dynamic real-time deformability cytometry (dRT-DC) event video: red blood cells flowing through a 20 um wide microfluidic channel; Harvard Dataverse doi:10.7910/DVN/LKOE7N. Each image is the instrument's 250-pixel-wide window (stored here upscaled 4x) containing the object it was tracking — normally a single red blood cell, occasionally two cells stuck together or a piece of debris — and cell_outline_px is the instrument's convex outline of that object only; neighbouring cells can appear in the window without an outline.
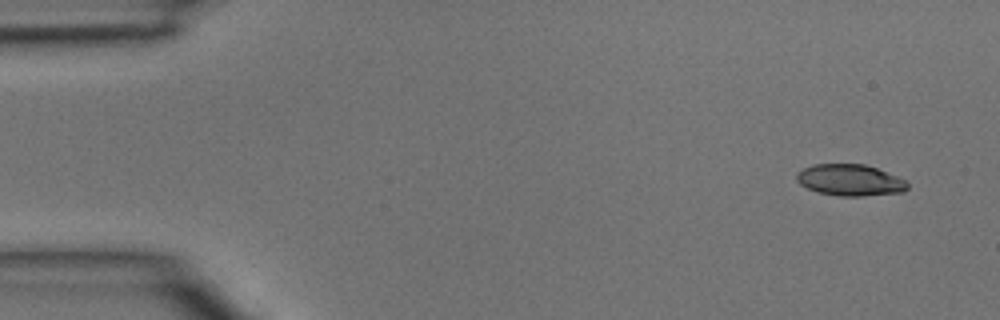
{"species": "common noctule bat (a hibernating species)", "species_latin": "Nyctalus noctula", "temperature_condition": "room temperature", "stored_images_in_passage": 4, "camera_frame_rate_fps": 3000, "um_per_image_px": 0.085, "animal": {"sex": "male", "body_mass_g": 15.6}, "frame": {"image": 1, "passage_image": 1, "time_ms": 0.0, "image_size_px": [1000, 320], "cell_outline_px": [[908, 188], [904, 192], [864, 196], [840, 196], [820, 192], [808, 188], [800, 184], [796, 180], [796, 172], [812, 164], [864, 164], [876, 168], [896, 176], [904, 180], [908, 184]], "centroid_in_image_um": [72.24, 15.31], "position_along_channel_um": 12.8, "area_um2": 20.23}}
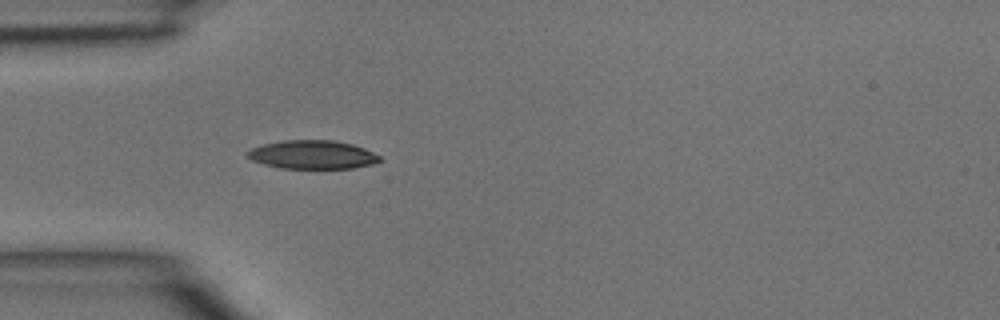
{"frame": {"image": 2, "passage_image": 4, "time_ms": 1.0, "image_size_px": [1000, 320], "cell_outline_px": [[380, 160], [372, 164], [352, 168], [280, 168], [264, 164], [252, 160], [244, 152], [252, 148], [264, 144], [284, 140], [332, 140], [352, 144], [364, 148], [380, 156]], "centroid_in_image_um": [26.54, 13.14], "position_along_channel_um": 58.5, "area_um2": 21.85}}